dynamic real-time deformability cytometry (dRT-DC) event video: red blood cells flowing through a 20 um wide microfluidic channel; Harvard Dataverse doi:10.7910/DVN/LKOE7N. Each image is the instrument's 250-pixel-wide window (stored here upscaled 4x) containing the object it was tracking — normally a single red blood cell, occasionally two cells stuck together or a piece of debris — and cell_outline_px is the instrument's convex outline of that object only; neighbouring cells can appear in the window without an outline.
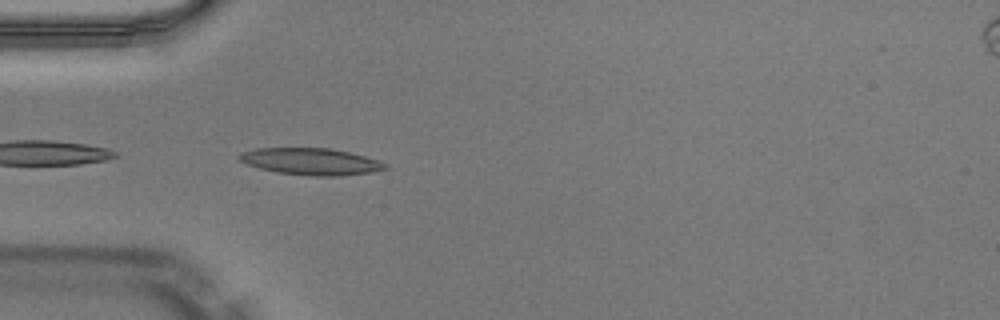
{"species": "Egyptian fruit bat (a non-hibernating species)", "species_latin": "Rousettus aegyptiacus", "temperature_condition": "warm", "stored_images_in_passage": 35, "camera_frame_rate_fps": 3000, "um_per_image_px": 0.085, "animal": {"sex": "male"}, "frame": {"image": 1, "passage_image": 1, "time_ms": 0.0, "image_size_px": [1000, 320], "cell_outline_px": [[388, 168], [372, 172], [336, 176], [312, 176], [280, 172], [260, 168], [248, 164], [240, 160], [236, 156], [240, 152], [256, 148], [332, 148], [364, 156], [388, 164]], "centroid_in_image_um": [26.42, 13.72], "position_along_channel_um": 58.6, "area_um2": 22.6}}
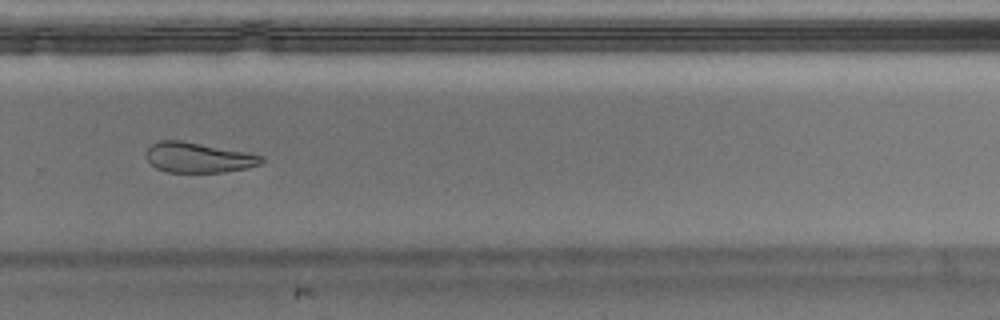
{"frame": {"image": 2, "passage_image": 20, "time_ms": 6.333, "image_size_px": [1000, 320], "cell_outline_px": [[264, 160], [260, 164], [248, 168], [224, 172], [168, 172], [156, 168], [148, 160], [148, 148], [152, 144], [160, 140], [180, 140], [244, 152], [264, 156]], "centroid_in_image_um": [16.88, 13.4], "position_along_channel_um": 312.9, "area_um2": 19.94}}
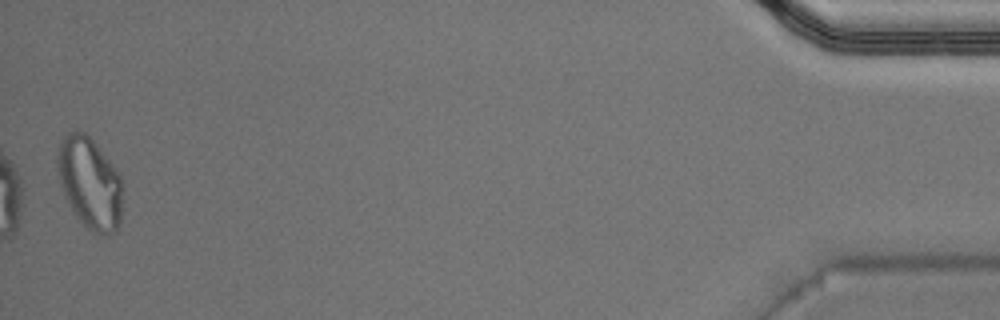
{"frame": {"image": 3, "passage_image": 35, "time_ms": 11.333, "image_size_px": [1000, 320], "cell_outline_px": [[120, 220], [116, 228], [112, 232], [92, 232], [72, 212], [64, 196], [60, 184], [56, 168], [56, 160], [60, 140], [68, 132], [84, 132], [92, 140], [116, 168], [120, 176]], "centroid_in_image_um": [7.57, 15.51], "position_along_channel_um": 427.6, "area_um2": 34.1}}